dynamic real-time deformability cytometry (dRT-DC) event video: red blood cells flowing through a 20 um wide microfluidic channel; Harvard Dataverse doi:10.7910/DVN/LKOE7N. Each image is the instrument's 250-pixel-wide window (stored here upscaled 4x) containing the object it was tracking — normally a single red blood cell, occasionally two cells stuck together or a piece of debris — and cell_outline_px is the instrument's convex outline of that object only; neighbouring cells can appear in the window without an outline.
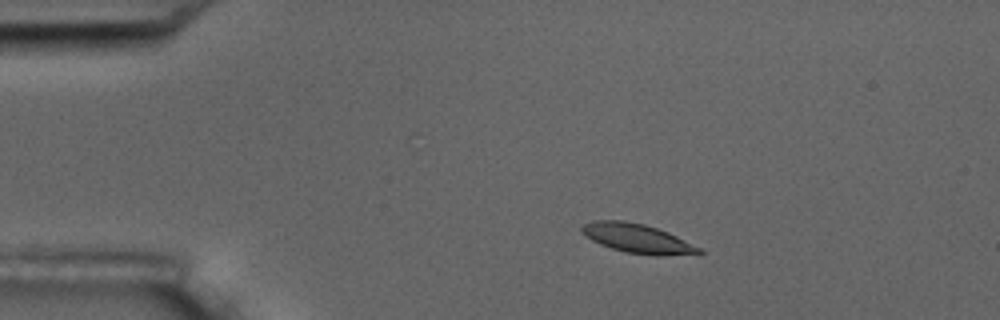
{"species": "common noctule bat (a hibernating species)", "species_latin": "Nyctalus noctula", "temperature_condition": "room temperature", "stored_images_in_passage": 4, "camera_frame_rate_fps": 3000, "um_per_image_px": 0.085, "animal": {"sex": "male", "body_mass_g": 17.5, "forearm_length_mm": 52.3}, "frame": {"image": 1, "passage_image": 3, "time_ms": 2.333, "image_size_px": [1000, 320], "cell_outline_px": [[704, 252], [664, 256], [656, 256], [628, 252], [612, 248], [600, 244], [592, 240], [580, 232], [580, 228], [584, 224], [596, 220], [624, 220], [644, 224], [668, 232], [700, 248]], "centroid_in_image_um": [54.13, 20.26], "position_along_channel_um": 30.9, "area_um2": 19.65}}